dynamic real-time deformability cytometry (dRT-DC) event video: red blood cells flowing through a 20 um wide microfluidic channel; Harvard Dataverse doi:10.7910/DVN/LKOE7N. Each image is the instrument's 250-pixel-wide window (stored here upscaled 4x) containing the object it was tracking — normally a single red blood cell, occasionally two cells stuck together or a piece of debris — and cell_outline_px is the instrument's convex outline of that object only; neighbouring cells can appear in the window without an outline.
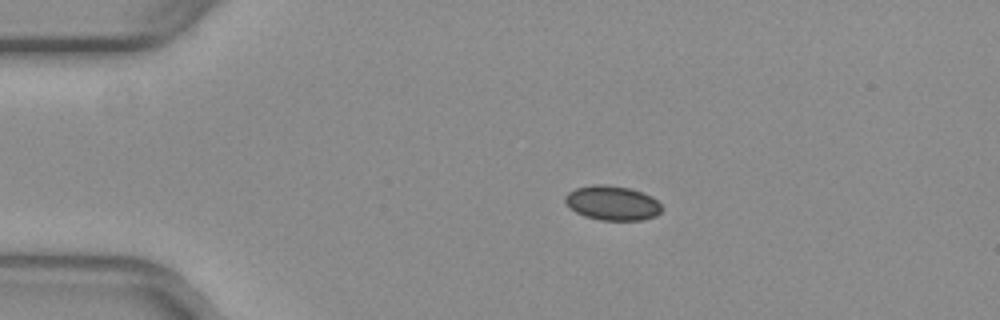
{"species": "common noctule bat (a hibernating species)", "species_latin": "Nyctalus noctula", "temperature_condition": "warm", "stored_images_in_passage": 1, "camera_frame_rate_fps": 3000, "um_per_image_px": 0.085, "animal": {"sex": "female", "body_mass_g": 29.2, "forearm_length_mm": 56.3}, "frame": {"image": 1, "passage_image": 1, "time_ms": 0.0, "image_size_px": [1000, 320], "cell_outline_px": [[656, 212], [648, 216], [596, 216], [584, 212], [576, 208], [572, 204], [588, 188], [616, 188], [632, 192], [644, 196], [652, 200], [656, 208]], "centroid_in_image_um": [52.21, 17.26], "position_along_channel_um": 32.8, "area_um2": 13.35}}